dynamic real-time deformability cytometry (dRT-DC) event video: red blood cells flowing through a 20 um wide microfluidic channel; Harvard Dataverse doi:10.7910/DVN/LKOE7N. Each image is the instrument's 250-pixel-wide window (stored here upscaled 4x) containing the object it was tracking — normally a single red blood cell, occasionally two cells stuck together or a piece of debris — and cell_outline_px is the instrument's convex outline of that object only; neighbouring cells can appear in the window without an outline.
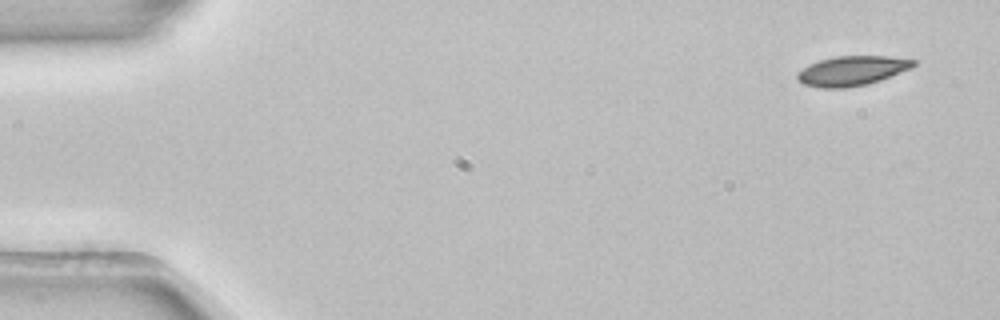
{"species": "common noctule bat (a hibernating species)", "species_latin": "Nyctalus noctula", "temperature_condition": "room temperature", "stored_images_in_passage": 51, "camera_frame_rate_fps": 3000, "um_per_image_px": 0.085, "animal": {"sex": "female", "body_mass_g": 22.7, "forearm_length_mm": 54.2}, "frame": {"image": 1, "passage_image": 1, "time_ms": 0.0, "image_size_px": [1000, 320], "cell_outline_px": [[916, 64], [912, 68], [880, 80], [868, 84], [844, 88], [820, 88], [804, 84], [796, 76], [796, 72], [820, 60], [836, 56], [888, 56], [916, 60]], "centroid_in_image_um": [72.44, 6.02], "position_along_channel_um": 12.6, "area_um2": 19.94}}
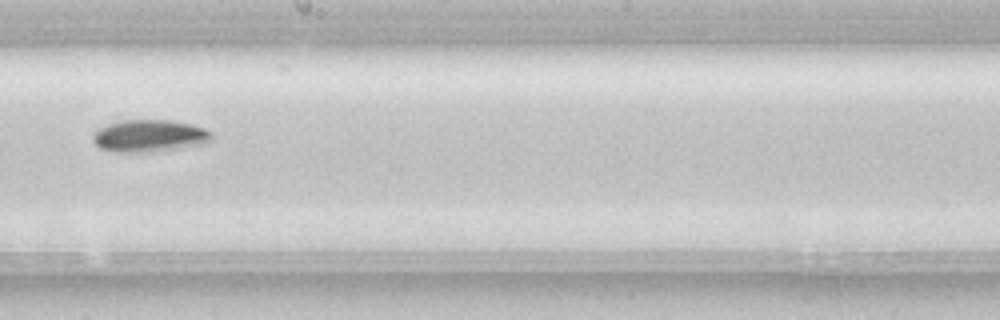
{"frame": {"image": 2, "passage_image": 28, "time_ms": 9.0, "image_size_px": [1000, 320], "cell_outline_px": [[212, 140], [204, 144], [148, 152], [112, 152], [100, 148], [92, 140], [92, 132], [108, 124], [124, 120], [168, 120], [192, 124], [204, 128], [212, 132]], "centroid_in_image_um": [12.69, 11.55], "position_along_channel_um": 235.5, "area_um2": 22.31}}
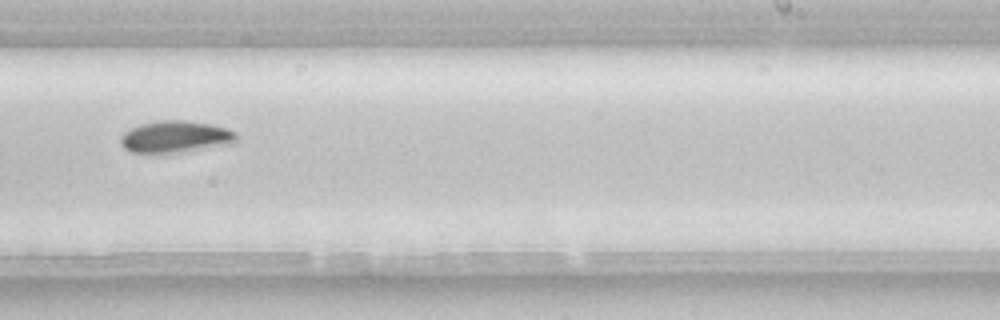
{"frame": {"image": 3, "passage_image": 31, "time_ms": 10.0, "image_size_px": [1000, 320], "cell_outline_px": [[236, 140], [232, 144], [180, 152], [132, 152], [124, 148], [120, 144], [120, 136], [124, 132], [140, 124], [160, 120], [184, 120], [208, 124], [224, 128], [236, 132]], "centroid_in_image_um": [14.89, 11.62], "position_along_channel_um": 274.1, "area_um2": 21.21}, "authors_computed_cell_mechanics": {"area_um2": 20.6346, "velocity_mm_per_s": 3.8907, "shape_relaxation_time_tau1_ms": 3.1052, "shape_relaxation_time_tau2_ms": null, "deformation_change_tau1": 0.1154, "deformation_change_tau2": null}}